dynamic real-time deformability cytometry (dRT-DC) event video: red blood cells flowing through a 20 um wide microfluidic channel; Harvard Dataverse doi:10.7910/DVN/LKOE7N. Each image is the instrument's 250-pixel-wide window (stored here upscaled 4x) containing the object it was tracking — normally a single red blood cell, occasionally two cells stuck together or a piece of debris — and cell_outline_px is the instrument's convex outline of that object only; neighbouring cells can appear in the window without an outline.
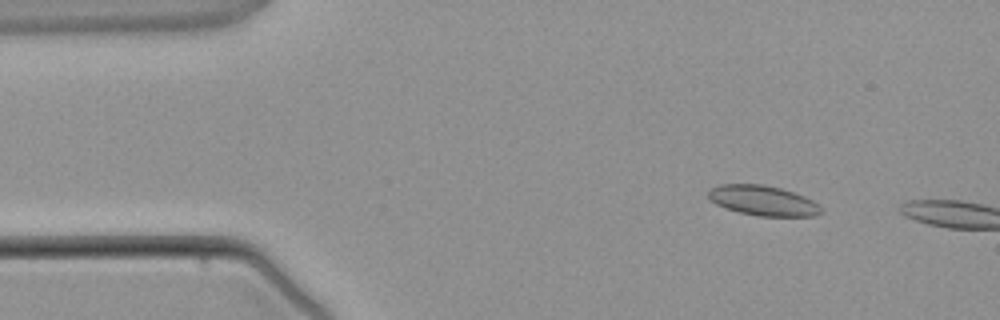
{"species": "common noctule bat (a hibernating species)", "species_latin": "Nyctalus noctula", "temperature_condition": "warm", "stored_images_in_passage": 3, "segment_of_instrument_passage": [2, 2], "camera_frame_rate_fps": 3000, "um_per_image_px": 0.085, "animal": {"sex": "male", "body_mass_g": 21.5, "forearm_length_mm": 52.0}, "frame": {"image": 1, "passage_image": 3, "time_ms": 3.667, "image_size_px": [1000, 320], "cell_outline_px": [[824, 212], [816, 216], [756, 216], [724, 208], [716, 204], [708, 196], [708, 192], [712, 188], [720, 184], [764, 184], [780, 188], [804, 196], [812, 200], [824, 208]], "centroid_in_image_um": [64.89, 17.06], "position_along_channel_um": 20.1, "area_um2": 19.83}}